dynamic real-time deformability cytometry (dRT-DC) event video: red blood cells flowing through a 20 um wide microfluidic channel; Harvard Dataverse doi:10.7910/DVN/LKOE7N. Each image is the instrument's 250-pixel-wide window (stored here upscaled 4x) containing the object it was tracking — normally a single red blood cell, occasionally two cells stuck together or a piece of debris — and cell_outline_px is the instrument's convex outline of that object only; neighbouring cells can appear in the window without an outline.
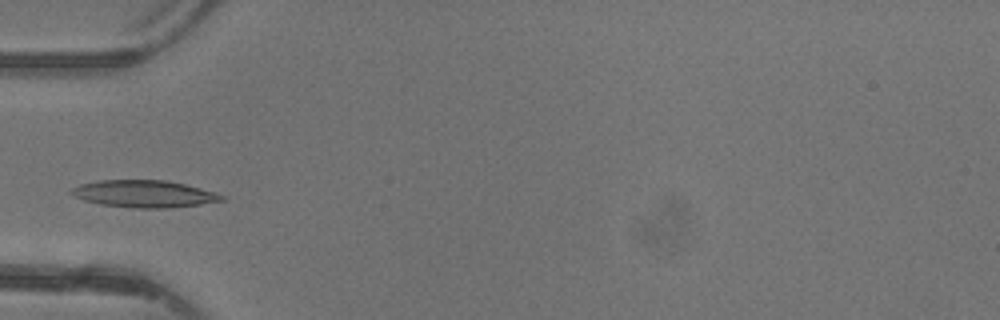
{"species": "common noctule bat (a hibernating species)", "species_latin": "Nyctalus noctula", "temperature_condition": "warm", "stored_images_in_passage": 7, "camera_frame_rate_fps": 3000, "um_per_image_px": 0.085, "animal": {"sex": "female"}, "frame": {"image": 1, "passage_image": 1, "time_ms": 0.0, "image_size_px": [1000, 320], "cell_outline_px": [[224, 200], [200, 204], [168, 208], [132, 208], [100, 204], [84, 200], [68, 192], [72, 188], [80, 184], [100, 180], [168, 180], [216, 192], [224, 196]], "centroid_in_image_um": [12.24, 16.47], "position_along_channel_um": 72.8, "area_um2": 23.7}}
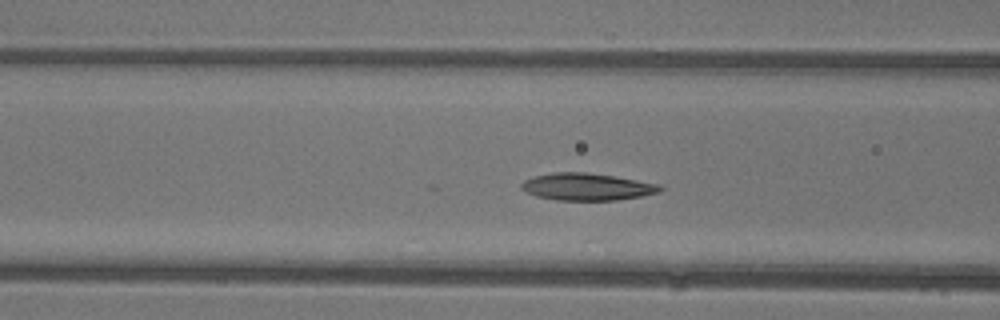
{"frame": {"image": 2, "passage_image": 4, "time_ms": 1.0, "image_size_px": [1000, 320], "cell_outline_px": [[664, 188], [660, 192], [640, 196], [616, 200], [556, 200], [536, 196], [520, 188], [520, 184], [524, 180], [536, 176], [552, 172], [584, 172], [612, 176], [660, 184]], "centroid_in_image_um": [49.88, 15.88], "position_along_channel_um": 116.7, "area_um2": 21.79}}